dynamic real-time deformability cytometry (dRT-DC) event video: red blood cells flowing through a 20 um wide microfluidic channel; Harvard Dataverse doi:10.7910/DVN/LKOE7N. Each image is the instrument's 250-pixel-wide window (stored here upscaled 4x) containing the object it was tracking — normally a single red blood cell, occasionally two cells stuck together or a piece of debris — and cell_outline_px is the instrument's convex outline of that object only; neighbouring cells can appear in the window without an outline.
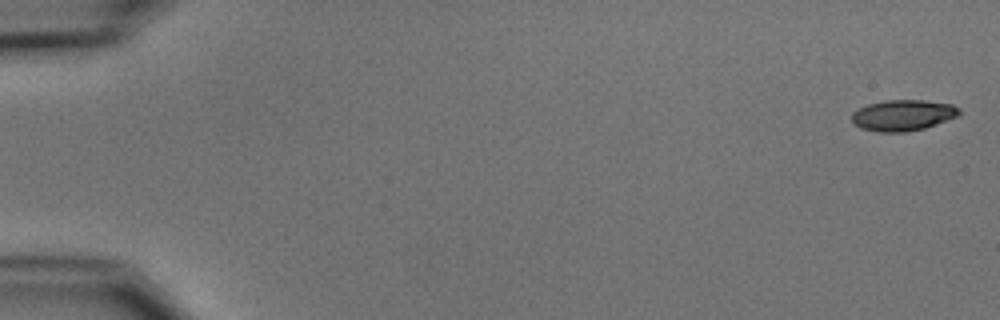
{"species": "common noctule bat (a hibernating species)", "species_latin": "Nyctalus noctula", "temperature_condition": "cold", "stored_images_in_passage": 7, "camera_frame_rate_fps": 3000, "um_per_image_px": 0.085, "animal": {"sex": "male", "body_mass_g": 15.6}, "frame": {"image": 1, "passage_image": 1, "time_ms": 0.0, "image_size_px": [1000, 320], "cell_outline_px": [[960, 116], [924, 128], [904, 132], [880, 132], [860, 128], [852, 124], [852, 112], [868, 104], [884, 100], [924, 100], [952, 104], [960, 108]], "centroid_in_image_um": [76.76, 9.79], "position_along_channel_um": 8.2, "area_um2": 19.54}}
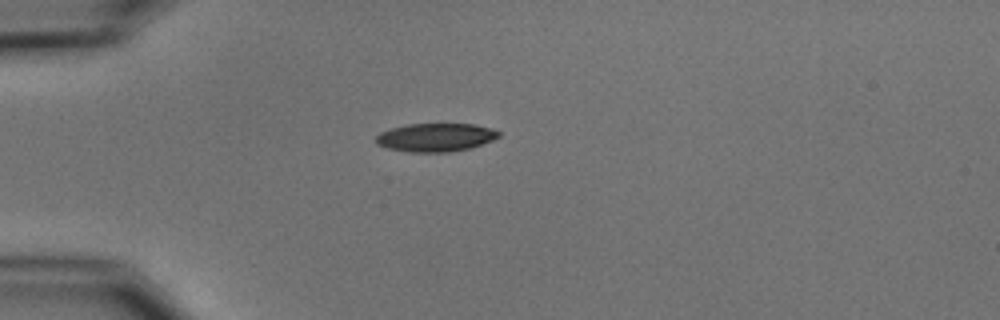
{"frame": {"image": 2, "passage_image": 5, "time_ms": 4.667, "image_size_px": [1000, 320], "cell_outline_px": [[500, 136], [492, 140], [468, 148], [448, 152], [408, 152], [388, 148], [376, 144], [376, 136], [380, 132], [392, 128], [408, 124], [472, 124], [492, 128], [500, 132]], "centroid_in_image_um": [37.01, 11.67], "position_along_channel_um": 48.0, "area_um2": 20.11}}
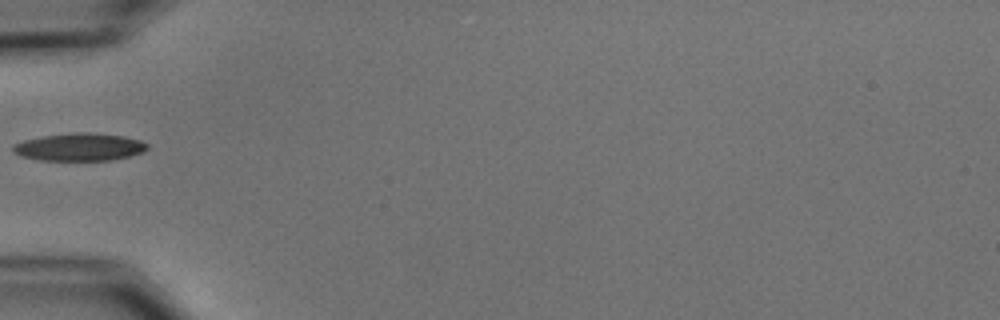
{"frame": {"image": 3, "passage_image": 6, "time_ms": 6.0, "image_size_px": [1000, 320], "cell_outline_px": [[148, 148], [144, 152], [112, 160], [40, 160], [20, 156], [12, 152], [12, 144], [24, 140], [40, 136], [72, 132], [88, 132], [124, 136], [140, 140], [148, 144]], "centroid_in_image_um": [6.72, 12.49], "position_along_channel_um": 78.3, "area_um2": 21.85}}